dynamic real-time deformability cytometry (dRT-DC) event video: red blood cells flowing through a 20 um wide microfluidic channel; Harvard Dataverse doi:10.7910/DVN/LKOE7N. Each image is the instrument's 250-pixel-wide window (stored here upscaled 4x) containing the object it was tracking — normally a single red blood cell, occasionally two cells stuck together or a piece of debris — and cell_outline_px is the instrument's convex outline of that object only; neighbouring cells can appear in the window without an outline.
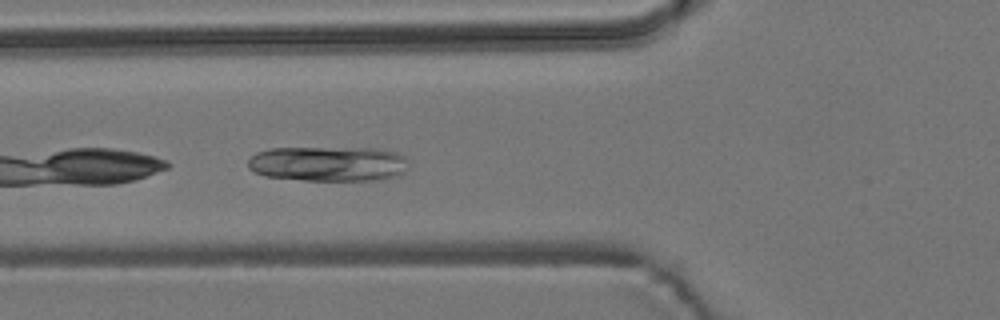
{"species": "common noctule bat (a hibernating species)", "species_latin": "Nyctalus noctula", "temperature_condition": "room temperature", "stored_images_in_passage": 31, "camera_frame_rate_fps": 3000, "um_per_image_px": 0.085, "animal": {"sex": "male", "body_mass_g": 19.2, "forearm_length_mm": 51.8}, "frame": {"image": 1, "passage_image": 4, "time_ms": 1.0, "image_size_px": [1000, 320], "cell_outline_px": [[408, 168], [400, 176], [384, 180], [304, 180], [264, 176], [252, 172], [248, 168], [248, 160], [256, 152], [272, 148], [376, 148], [396, 152], [404, 156], [408, 160]], "centroid_in_image_um": [27.94, 13.92], "position_along_channel_um": 97.9, "area_um2": 33.29}}
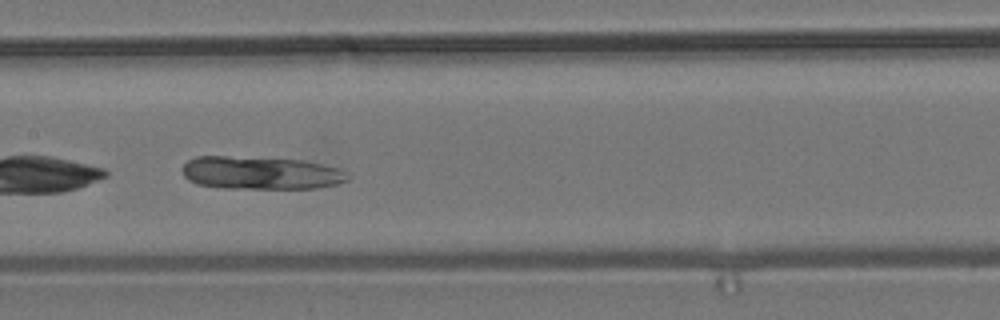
{"frame": {"image": 2, "passage_image": 11, "time_ms": 3.333, "image_size_px": [1000, 320], "cell_outline_px": [[352, 176], [348, 180], [340, 184], [316, 188], [224, 188], [196, 184], [188, 180], [184, 176], [184, 164], [188, 160], [196, 156], [228, 156], [300, 160], [320, 164], [336, 168]], "centroid_in_image_um": [22.16, 14.7], "position_along_channel_um": 185.2, "area_um2": 31.62}}
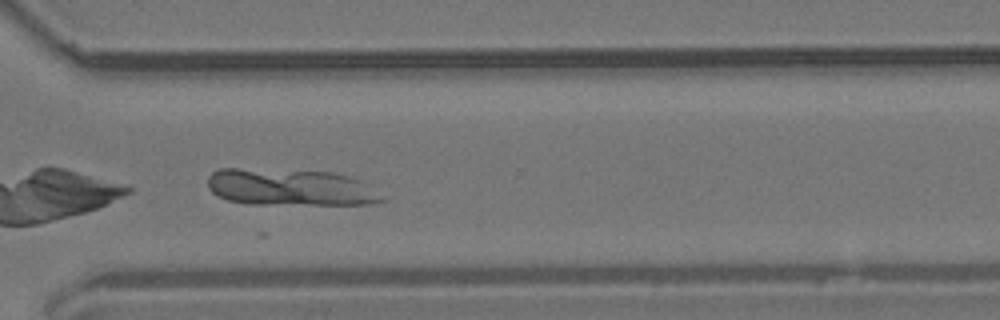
{"frame": {"image": 3, "passage_image": 24, "time_ms": 7.667, "image_size_px": [1000, 320], "cell_outline_px": [[384, 200], [372, 204], [252, 204], [228, 200], [212, 192], [208, 188], [208, 176], [212, 172], [220, 168], [236, 168], [332, 172], [352, 176], [364, 180]], "centroid_in_image_um": [24.67, 15.91], "position_along_channel_um": 345.9, "area_um2": 37.34}}